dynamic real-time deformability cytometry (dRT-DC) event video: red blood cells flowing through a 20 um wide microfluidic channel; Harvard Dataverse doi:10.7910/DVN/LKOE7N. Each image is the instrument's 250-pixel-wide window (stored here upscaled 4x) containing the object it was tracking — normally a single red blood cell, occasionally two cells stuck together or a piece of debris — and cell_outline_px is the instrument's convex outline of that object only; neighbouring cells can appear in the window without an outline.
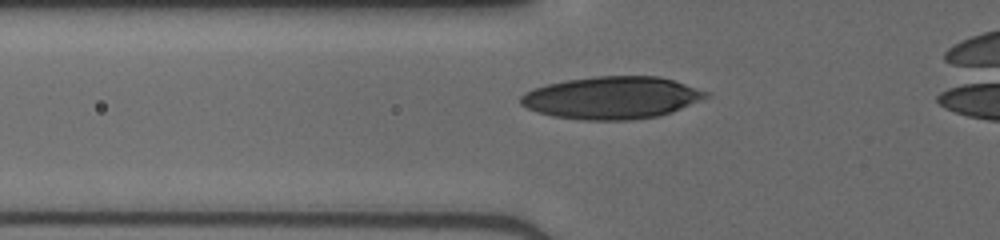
{"species": "human", "species_latin": "Homo sapiens", "temperature_condition": "cold", "stored_images_in_passage": 42, "camera_frame_rate_fps": 3000, "um_per_image_px": 0.085, "donor": {"sex": "male"}, "frame": {"image": 1, "passage_image": 14, "time_ms": 4.333, "image_size_px": [1000, 240], "cell_outline_px": [[708, 96], [672, 112], [660, 116], [632, 120], [580, 120], [556, 116], [540, 112], [528, 108], [520, 104], [520, 96], [524, 92], [548, 84], [564, 80], [596, 76], [656, 76], [672, 80], [708, 92]], "centroid_in_image_um": [51.98, 8.31], "position_along_channel_um": 73.8, "area_um2": 45.37}}
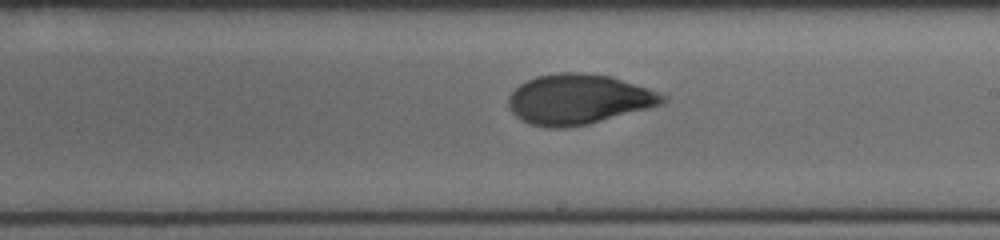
{"frame": {"image": 2, "passage_image": 26, "time_ms": 8.333, "image_size_px": [1000, 240], "cell_outline_px": [[668, 100], [660, 104], [648, 108], [588, 124], [568, 128], [548, 128], [528, 124], [520, 120], [508, 108], [508, 96], [520, 84], [536, 76], [560, 72], [580, 72], [612, 76], [648, 88], [664, 96]], "centroid_in_image_um": [49.12, 8.44], "position_along_channel_um": 239.9, "area_um2": 45.03}}
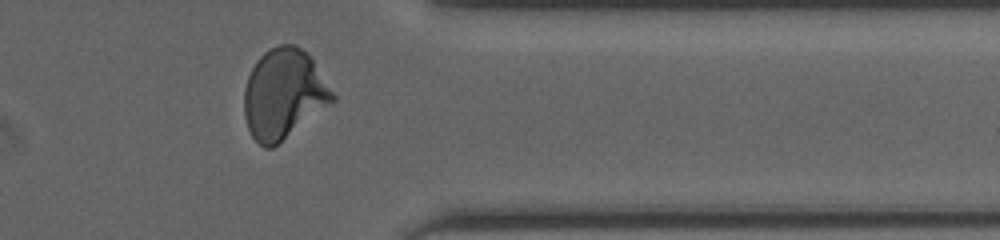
{"frame": {"image": 3, "passage_image": 37, "time_ms": 12.0, "image_size_px": [1000, 240], "cell_outline_px": [[336, 100], [272, 148], [264, 148], [252, 136], [248, 128], [244, 116], [244, 88], [248, 76], [256, 60], [268, 48], [280, 44], [296, 44], [312, 60], [336, 96]], "centroid_in_image_um": [24.09, 7.99], "position_along_channel_um": 387.3, "area_um2": 45.95}}